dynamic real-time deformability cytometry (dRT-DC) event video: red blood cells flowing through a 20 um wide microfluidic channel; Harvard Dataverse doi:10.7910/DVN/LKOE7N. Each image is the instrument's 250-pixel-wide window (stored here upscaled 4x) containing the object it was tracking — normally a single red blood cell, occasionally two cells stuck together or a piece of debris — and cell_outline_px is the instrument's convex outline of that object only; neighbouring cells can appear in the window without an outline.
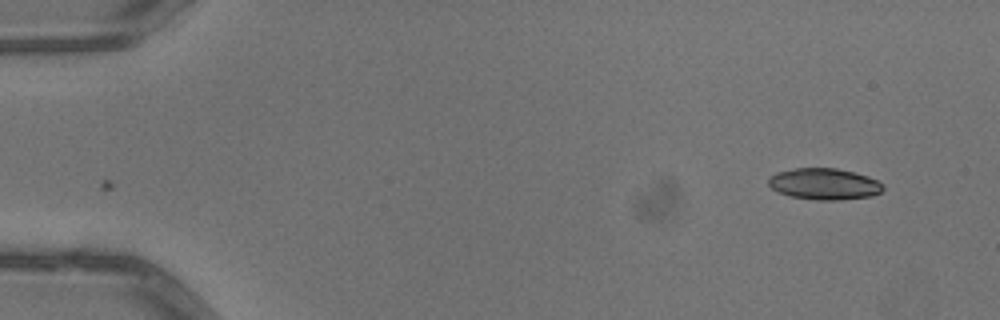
{"species": "common noctule bat (a hibernating species)", "species_latin": "Nyctalus noctula", "temperature_condition": "warm", "stored_images_in_passage": 3, "camera_frame_rate_fps": 3000, "um_per_image_px": 0.085, "animal": {"sex": "male", "body_mass_g": 13.3}, "frame": {"image": 1, "passage_image": 3, "time_ms": 0.667, "image_size_px": [1000, 320], "cell_outline_px": [[884, 188], [880, 192], [872, 196], [840, 200], [820, 200], [792, 196], [780, 192], [772, 188], [768, 184], [768, 180], [776, 172], [796, 168], [836, 168], [868, 176], [876, 180]], "centroid_in_image_um": [70.06, 15.63], "position_along_channel_um": 14.9, "area_um2": 20.63}}